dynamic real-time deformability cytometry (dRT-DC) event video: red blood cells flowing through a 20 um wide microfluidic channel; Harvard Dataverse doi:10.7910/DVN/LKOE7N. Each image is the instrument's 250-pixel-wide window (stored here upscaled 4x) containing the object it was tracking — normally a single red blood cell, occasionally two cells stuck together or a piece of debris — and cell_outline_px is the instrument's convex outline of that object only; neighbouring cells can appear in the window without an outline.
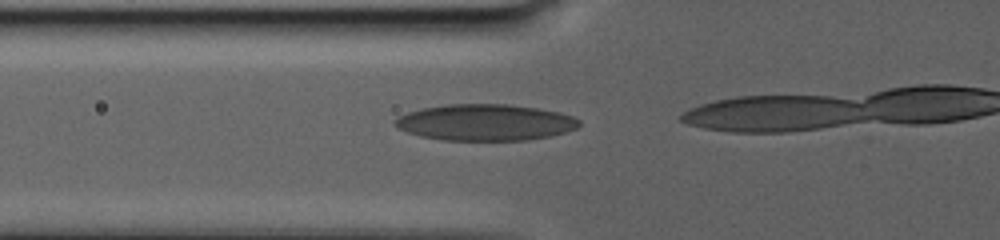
{"species": "human", "species_latin": "Homo sapiens", "temperature_condition": "warm", "stored_images_in_passage": 43, "camera_frame_rate_fps": 3000, "um_per_image_px": 0.085, "donor": {"sex": "male"}, "frame": {"image": 1, "passage_image": 39, "time_ms": 8.667, "image_size_px": [1000, 240], "cell_outline_px": [[580, 124], [576, 128], [564, 132], [548, 136], [528, 140], [444, 140], [420, 136], [408, 132], [400, 128], [396, 124], [396, 120], [400, 116], [408, 112], [424, 108], [448, 104], [508, 104], [536, 108], [560, 112], [572, 116], [580, 120]], "centroid_in_image_um": [41.28, 10.4], "position_along_channel_um": 84.5, "area_um2": 38.61}}